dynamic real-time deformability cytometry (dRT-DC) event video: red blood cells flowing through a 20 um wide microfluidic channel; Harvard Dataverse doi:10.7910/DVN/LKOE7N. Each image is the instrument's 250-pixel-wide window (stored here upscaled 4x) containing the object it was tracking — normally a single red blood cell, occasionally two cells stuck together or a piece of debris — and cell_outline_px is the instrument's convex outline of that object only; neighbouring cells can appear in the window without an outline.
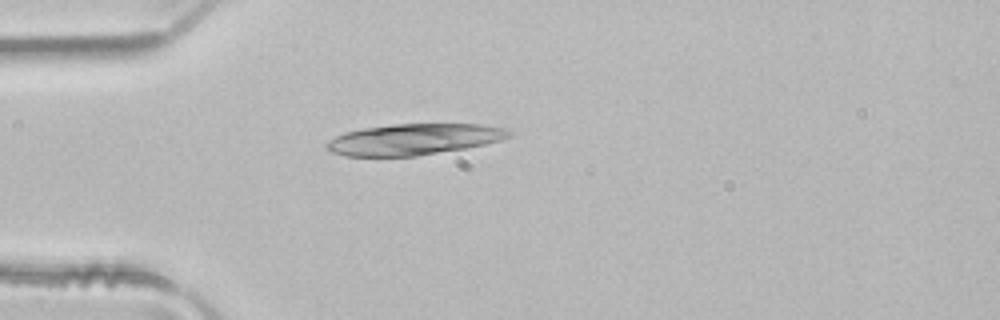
{"species": "common noctule bat (a hibernating species)", "species_latin": "Nyctalus noctula", "temperature_condition": "room temperature", "stored_images_in_passage": 1, "camera_frame_rate_fps": 3000, "um_per_image_px": 0.085, "animal": {"sex": "male", "body_mass_g": 21.5, "forearm_length_mm": 52.0}, "frame": {"image": 1, "passage_image": 1, "time_ms": 0.0, "image_size_px": [1000, 320], "cell_outline_px": [[512, 136], [500, 140], [484, 144], [464, 148], [416, 156], [344, 156], [332, 152], [324, 148], [324, 144], [328, 140], [344, 132], [364, 128], [392, 124], [484, 124], [504, 128], [512, 132]], "centroid_in_image_um": [35.14, 11.84], "position_along_channel_um": 49.9, "area_um2": 33.12}}